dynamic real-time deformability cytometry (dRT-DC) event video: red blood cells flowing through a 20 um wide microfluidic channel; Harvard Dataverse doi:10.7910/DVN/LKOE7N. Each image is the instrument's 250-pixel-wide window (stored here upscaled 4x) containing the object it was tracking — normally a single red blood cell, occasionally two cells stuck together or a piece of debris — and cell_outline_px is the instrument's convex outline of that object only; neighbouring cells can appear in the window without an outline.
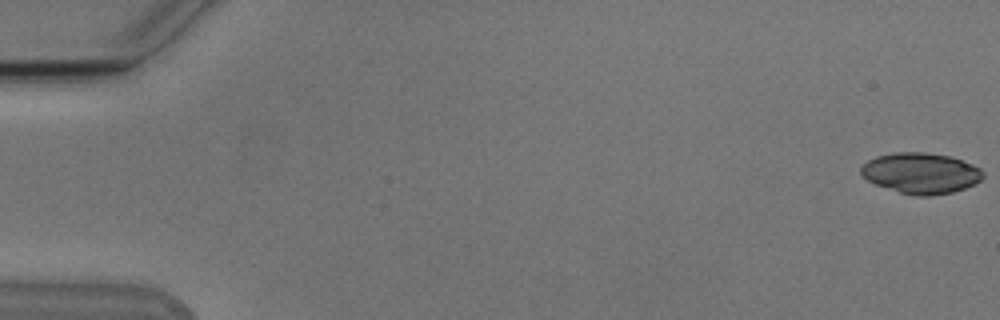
{"species": "Egyptian fruit bat (a non-hibernating species)", "species_latin": "Rousettus aegyptiacus", "temperature_condition": "cold", "stored_images_in_passage": 51, "camera_frame_rate_fps": 3000, "um_per_image_px": 0.085, "animal": {"sex": "male"}, "frame": {"image": 1, "passage_image": 1, "time_ms": 0.0, "image_size_px": [1000, 320], "cell_outline_px": [[984, 176], [980, 180], [964, 188], [952, 192], [928, 196], [916, 196], [900, 192], [876, 184], [868, 180], [860, 172], [860, 168], [868, 160], [876, 156], [892, 152], [924, 152], [948, 156], [972, 164], [980, 168], [984, 172]], "centroid_in_image_um": [78.26, 14.71], "position_along_channel_um": 6.7, "area_um2": 28.73}}